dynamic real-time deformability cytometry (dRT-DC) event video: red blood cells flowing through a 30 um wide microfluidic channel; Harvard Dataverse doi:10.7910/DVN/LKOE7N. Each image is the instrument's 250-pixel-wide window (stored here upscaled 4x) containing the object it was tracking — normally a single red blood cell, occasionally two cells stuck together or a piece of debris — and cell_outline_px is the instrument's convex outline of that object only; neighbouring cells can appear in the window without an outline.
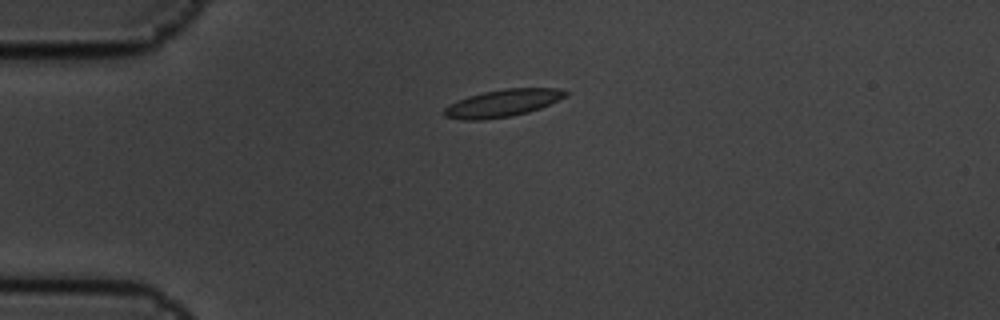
{"species": "common noctule bat (a hibernating species)", "species_latin": "Nyctalus noctula", "temperature_condition": "cold", "stored_images_in_passage": 5, "camera_frame_rate_fps": 3000, "um_per_image_px": 0.085, "animal": {"sex": "male", "body_mass_g": 19.5, "forearm_length_mm": 54.6}, "frame": {"image": 1, "passage_image": 5, "time_ms": 1.333, "image_size_px": [1000, 320], "cell_outline_px": [[568, 96], [540, 108], [528, 112], [512, 116], [480, 120], [460, 120], [444, 116], [444, 108], [448, 104], [468, 96], [484, 92], [504, 88], [556, 88], [568, 92]], "centroid_in_image_um": [42.71, 8.77], "position_along_channel_um": 42.3, "area_um2": 19.36}}